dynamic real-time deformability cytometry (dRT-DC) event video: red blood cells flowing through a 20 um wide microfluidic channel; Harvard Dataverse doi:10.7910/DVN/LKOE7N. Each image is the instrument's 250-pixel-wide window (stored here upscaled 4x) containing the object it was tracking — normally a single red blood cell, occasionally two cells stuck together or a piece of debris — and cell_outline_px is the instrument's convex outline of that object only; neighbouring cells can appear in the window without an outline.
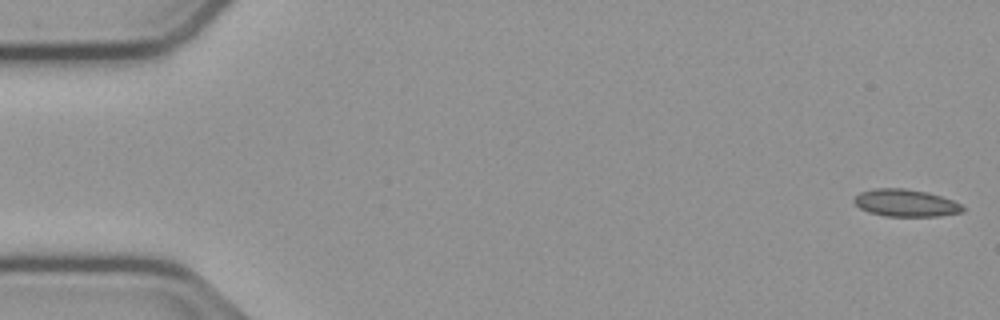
{"species": "common noctule bat (a hibernating species)", "species_latin": "Nyctalus noctula", "temperature_condition": "cold", "stored_images_in_passage": 54, "camera_frame_rate_fps": 3000, "um_per_image_px": 0.085, "animal": {"sex": "male", "body_mass_g": 23.1, "forearm_length_mm": 52.7}, "frame": {"image": 1, "passage_image": 1, "time_ms": 0.0, "image_size_px": [1000, 320], "cell_outline_px": [[964, 212], [936, 216], [888, 216], [868, 212], [860, 208], [852, 200], [860, 192], [876, 188], [904, 188], [924, 192], [940, 196], [952, 200], [960, 204], [964, 208]], "centroid_in_image_um": [76.96, 17.25], "position_along_channel_um": 8.0, "area_um2": 17.05}}
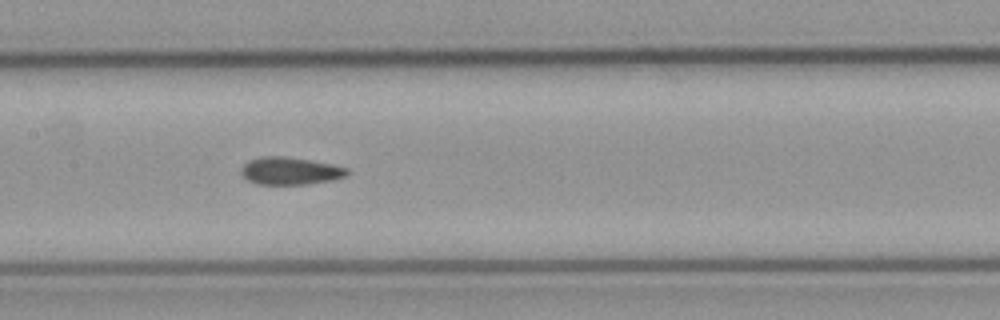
{"frame": {"image": 2, "passage_image": 26, "time_ms": 8.333, "image_size_px": [1000, 320], "cell_outline_px": [[348, 172], [344, 176], [332, 180], [304, 184], [256, 184], [248, 180], [240, 172], [240, 168], [248, 160], [260, 156], [284, 156], [332, 164], [348, 168]], "centroid_in_image_um": [24.61, 14.52], "position_along_channel_um": 182.8, "area_um2": 16.88}}
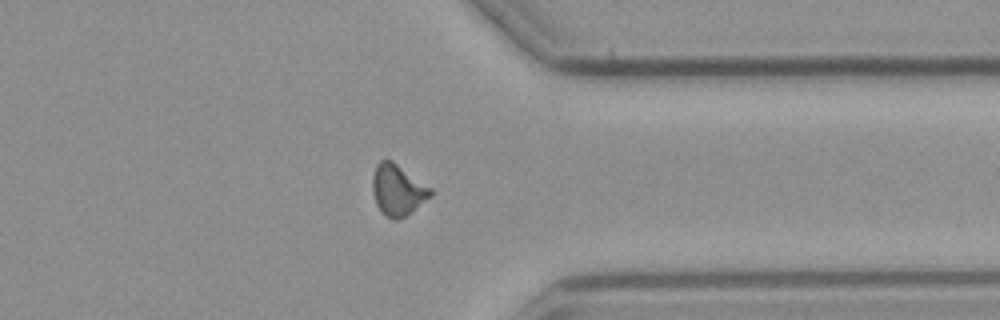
{"frame": {"image": 3, "passage_image": 42, "time_ms": 13.667, "image_size_px": [1000, 320], "cell_outline_px": [[432, 196], [404, 216], [396, 220], [392, 220], [384, 216], [376, 204], [372, 192], [372, 176], [376, 164], [380, 160], [392, 160], [432, 188]], "centroid_in_image_um": [33.78, 16.14], "position_along_channel_um": 377.6, "area_um2": 17.34}}